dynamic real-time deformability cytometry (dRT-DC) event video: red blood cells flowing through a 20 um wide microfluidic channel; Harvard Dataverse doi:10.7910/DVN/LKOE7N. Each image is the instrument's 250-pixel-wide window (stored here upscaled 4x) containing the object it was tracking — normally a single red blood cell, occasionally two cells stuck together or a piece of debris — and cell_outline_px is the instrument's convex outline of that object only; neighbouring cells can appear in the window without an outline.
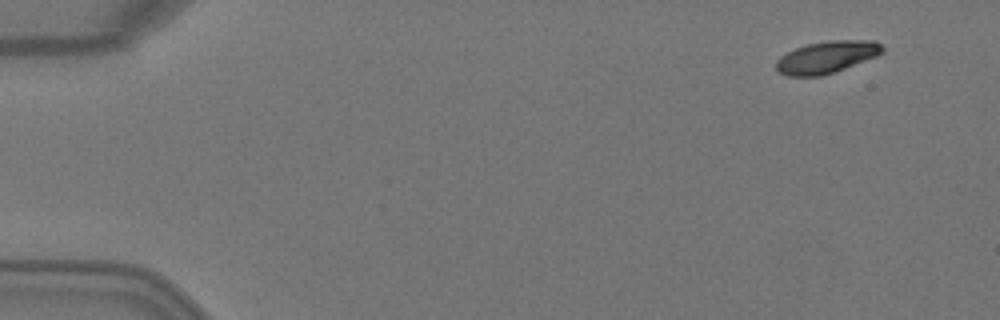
{"species": "Egyptian fruit bat (a non-hibernating species)", "species_latin": "Rousettus aegyptiacus", "temperature_condition": "warm", "stored_images_in_passage": 4, "segment_of_instrument_passage": [1, 2], "camera_frame_rate_fps": 3000, "um_per_image_px": 0.085, "animal": {"sex": "female"}, "frame": {"image": 1, "passage_image": 1, "time_ms": 0.0, "image_size_px": [1000, 320], "cell_outline_px": [[884, 52], [876, 56], [844, 68], [820, 76], [788, 76], [780, 72], [776, 68], [776, 60], [780, 56], [796, 48], [808, 44], [828, 40], [876, 40], [884, 48]], "centroid_in_image_um": [70.27, 4.84], "position_along_channel_um": 14.7, "area_um2": 19.65}}